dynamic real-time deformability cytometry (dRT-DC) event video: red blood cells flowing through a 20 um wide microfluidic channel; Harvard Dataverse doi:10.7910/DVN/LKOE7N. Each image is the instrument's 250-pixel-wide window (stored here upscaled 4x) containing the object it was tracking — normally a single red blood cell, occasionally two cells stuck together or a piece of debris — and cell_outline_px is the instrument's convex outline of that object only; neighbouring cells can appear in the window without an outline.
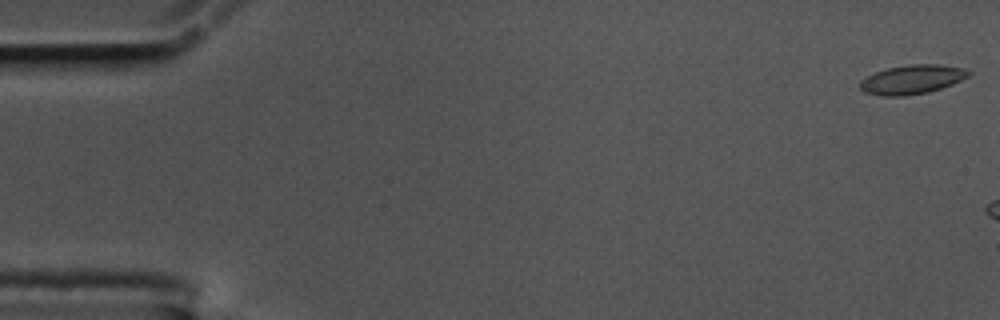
{"species": "common noctule bat (a hibernating species)", "species_latin": "Nyctalus noctula", "temperature_condition": "cold", "stored_images_in_passage": 10, "camera_frame_rate_fps": 3000, "um_per_image_px": 0.085, "animal": {"sex": "male", "body_mass_g": 17.5, "forearm_length_mm": 52.3}, "frame": {"image": 1, "passage_image": 1, "time_ms": 0.0, "image_size_px": [1000, 320], "cell_outline_px": [[972, 72], [968, 76], [952, 84], [928, 92], [904, 96], [880, 96], [864, 92], [860, 88], [860, 80], [876, 72], [888, 68], [912, 64], [940, 64], [964, 68]], "centroid_in_image_um": [77.52, 6.76], "position_along_channel_um": 7.5, "area_um2": 18.32}}